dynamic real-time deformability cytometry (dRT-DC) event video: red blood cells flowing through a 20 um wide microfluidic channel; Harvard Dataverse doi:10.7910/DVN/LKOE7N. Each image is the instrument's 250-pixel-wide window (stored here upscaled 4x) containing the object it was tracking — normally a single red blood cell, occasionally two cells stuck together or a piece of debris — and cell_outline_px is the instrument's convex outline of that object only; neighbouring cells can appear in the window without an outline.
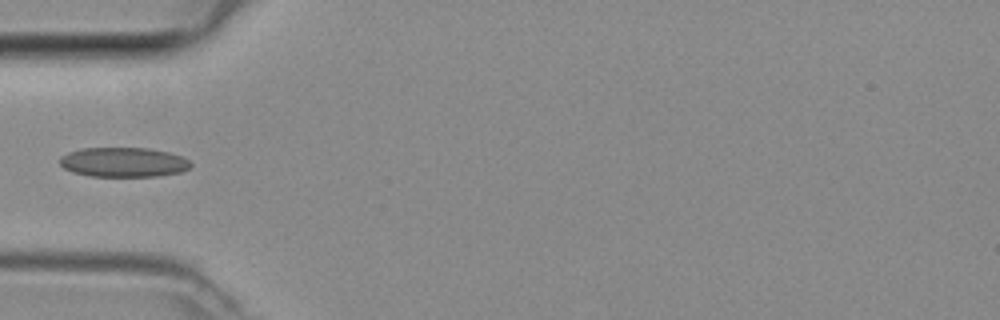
{"species": "common noctule bat (a hibernating species)", "species_latin": "Nyctalus noctula", "temperature_condition": "room temperature", "stored_images_in_passage": 3, "camera_frame_rate_fps": 3000, "um_per_image_px": 0.085, "animal": {"sex": "female", "body_mass_g": 29.2, "forearm_length_mm": 56.3}, "frame": {"image": 1, "passage_image": 3, "time_ms": 0.667, "image_size_px": [1000, 320], "cell_outline_px": [[192, 164], [188, 168], [180, 172], [156, 176], [92, 176], [72, 172], [64, 168], [60, 164], [60, 156], [68, 152], [80, 148], [148, 148], [168, 152], [180, 156], [188, 160]], "centroid_in_image_um": [10.46, 13.78], "position_along_channel_um": 74.5, "area_um2": 22.48}}